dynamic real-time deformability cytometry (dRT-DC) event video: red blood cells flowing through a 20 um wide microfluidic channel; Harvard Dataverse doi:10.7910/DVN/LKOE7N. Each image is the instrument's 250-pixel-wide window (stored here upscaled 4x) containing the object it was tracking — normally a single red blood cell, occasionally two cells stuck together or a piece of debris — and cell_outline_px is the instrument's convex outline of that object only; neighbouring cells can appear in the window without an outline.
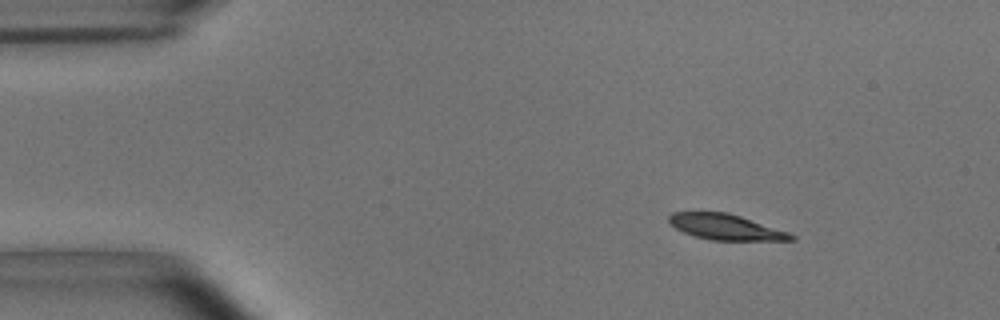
{"species": "common noctule bat (a hibernating species)", "species_latin": "Nyctalus noctula", "temperature_condition": "room temperature", "stored_images_in_passage": 53, "camera_frame_rate_fps": 3000, "um_per_image_px": 0.085, "animal": {"sex": "male", "body_mass_g": 15.6}, "frame": {"image": 1, "passage_image": 7, "time_ms": 2.0, "image_size_px": [1000, 320], "cell_outline_px": [[796, 240], [712, 240], [696, 236], [684, 232], [668, 224], [668, 216], [672, 212], [728, 212], [788, 232], [796, 236]], "centroid_in_image_um": [61.65, 19.29], "position_along_channel_um": 23.3, "area_um2": 18.09}}
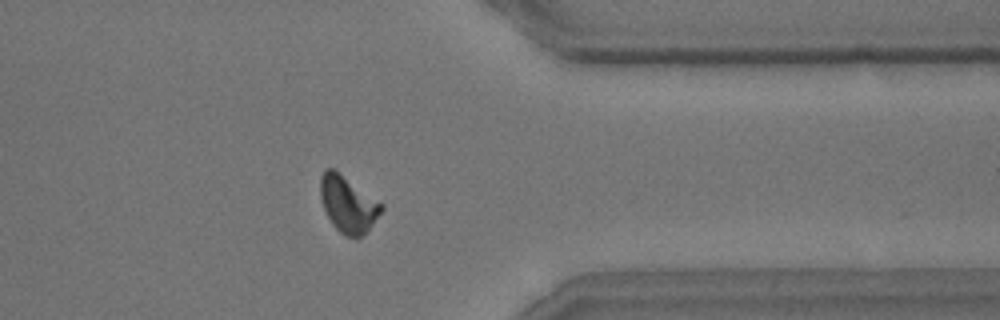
{"frame": {"image": 2, "passage_image": 43, "time_ms": 14.0, "image_size_px": [1000, 320], "cell_outline_px": [[384, 208], [372, 224], [356, 240], [344, 236], [332, 224], [324, 208], [320, 196], [320, 176], [324, 168], [332, 168], [384, 204]], "centroid_in_image_um": [29.56, 17.36], "position_along_channel_um": 381.8, "area_um2": 19.88}}
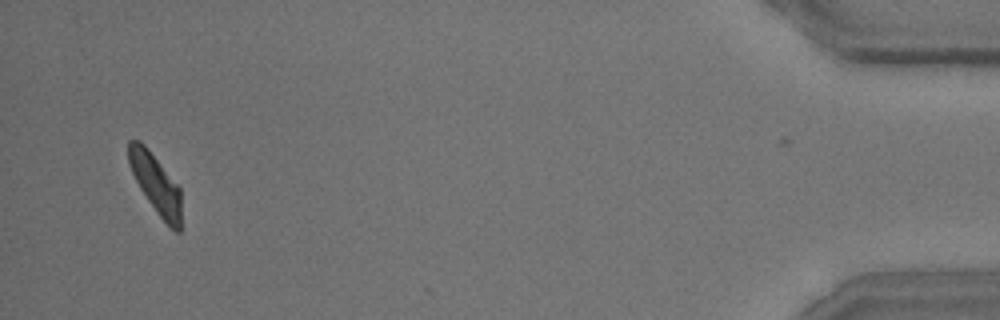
{"frame": {"image": 3, "passage_image": 52, "time_ms": 17.0, "image_size_px": [1000, 320], "cell_outline_px": [[180, 232], [176, 232], [160, 216], [148, 200], [140, 188], [128, 164], [128, 140], [140, 140], [144, 144], [180, 188]], "centroid_in_image_um": [13.21, 15.58], "position_along_channel_um": 422.0, "area_um2": 17.69}, "authors_computed_cell_mechanics": {"area_um2": 19.7676, "velocity_mm_per_s": 3.6697, "shape_relaxation_time_tau1_ms": 3.515, "shape_relaxation_time_tau2_ms": 6.4509, "deformation_change_tau1": 0.1345, "deformation_change_tau2": 0.1066}}